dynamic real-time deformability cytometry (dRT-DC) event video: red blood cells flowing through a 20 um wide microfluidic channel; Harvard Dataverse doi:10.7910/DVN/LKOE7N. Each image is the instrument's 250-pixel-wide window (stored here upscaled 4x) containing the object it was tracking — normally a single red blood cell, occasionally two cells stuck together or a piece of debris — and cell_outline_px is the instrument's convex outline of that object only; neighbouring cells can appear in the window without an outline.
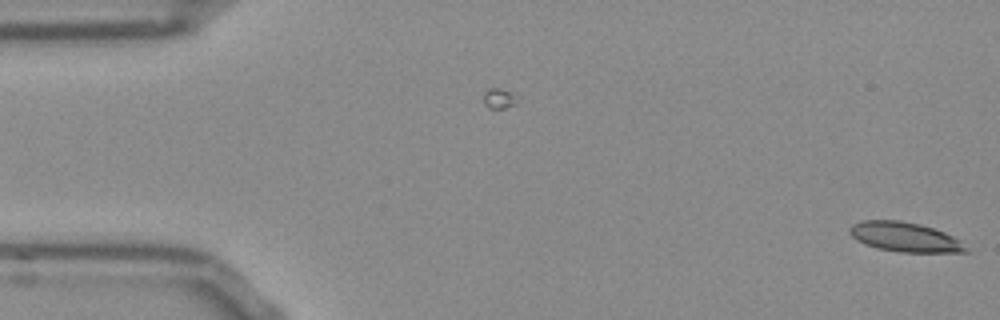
{"species": "Egyptian fruit bat (a non-hibernating species)", "species_latin": "Rousettus aegyptiacus", "temperature_condition": "room temperature", "stored_images_in_passage": 13, "camera_frame_rate_fps": 3000, "um_per_image_px": 0.085, "frame": {"image": 1, "passage_image": 13, "time_ms": 4.0, "image_size_px": [1000, 320], "cell_outline_px": [[972, 252], [900, 252], [876, 248], [856, 240], [848, 232], [848, 228], [852, 224], [864, 220], [900, 220], [920, 224], [944, 232], [960, 240]], "centroid_in_image_um": [76.91, 20.15], "position_along_channel_um": 8.1, "area_um2": 20.11}}